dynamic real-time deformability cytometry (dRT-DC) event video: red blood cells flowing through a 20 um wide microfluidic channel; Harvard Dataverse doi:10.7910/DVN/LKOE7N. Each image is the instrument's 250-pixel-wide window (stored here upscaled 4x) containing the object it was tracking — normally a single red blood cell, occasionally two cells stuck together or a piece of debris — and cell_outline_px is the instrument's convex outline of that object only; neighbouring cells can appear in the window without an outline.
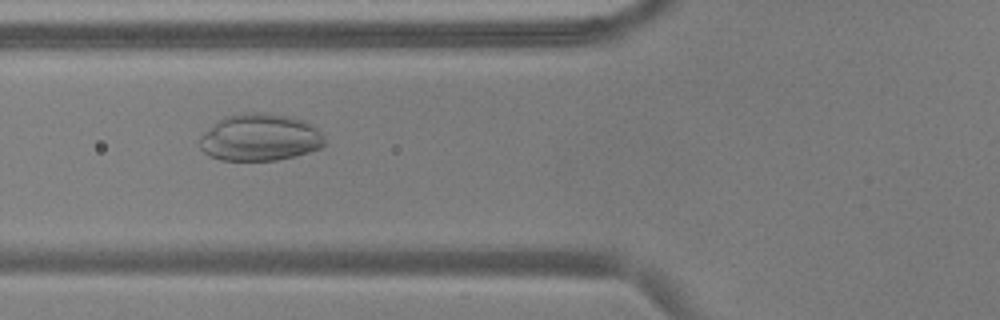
{"species": "common noctule bat (a hibernating species)", "species_latin": "Nyctalus noctula", "temperature_condition": "warm", "stored_images_in_passage": 52, "camera_frame_rate_fps": 3000, "um_per_image_px": 0.085, "animal": {"sex": "male", "body_mass_g": 17.9, "forearm_length_mm": 54.2}, "frame": {"image": 1, "passage_image": 19, "time_ms": 6.0, "image_size_px": [1000, 320], "cell_outline_px": [[324, 144], [320, 148], [308, 152], [276, 160], [220, 160], [204, 152], [200, 148], [200, 136], [204, 132], [224, 116], [252, 112], [268, 112], [288, 116], [304, 120], [312, 124], [324, 136]], "centroid_in_image_um": [22.1, 11.67], "position_along_channel_um": 103.7, "area_um2": 34.16}}
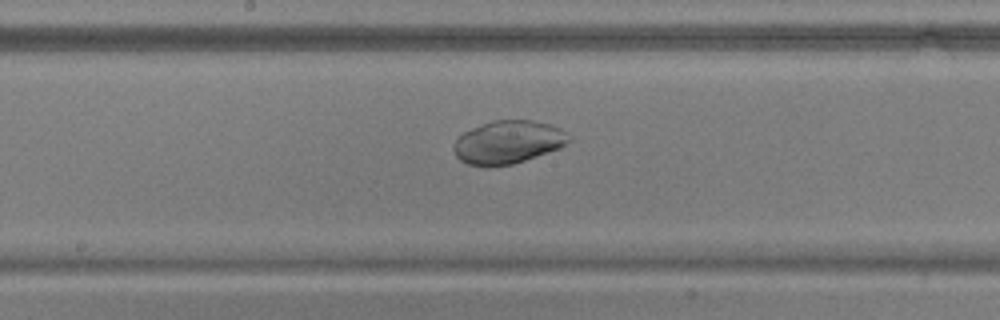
{"frame": {"image": 2, "passage_image": 27, "time_ms": 8.667, "image_size_px": [1000, 320], "cell_outline_px": [[572, 140], [560, 148], [512, 164], [488, 168], [468, 164], [460, 160], [456, 156], [452, 148], [452, 144], [464, 132], [472, 128], [492, 120], [532, 120], [548, 124], [560, 128], [572, 136]], "centroid_in_image_um": [43.18, 12.1], "position_along_channel_um": 205.0, "area_um2": 29.13}}
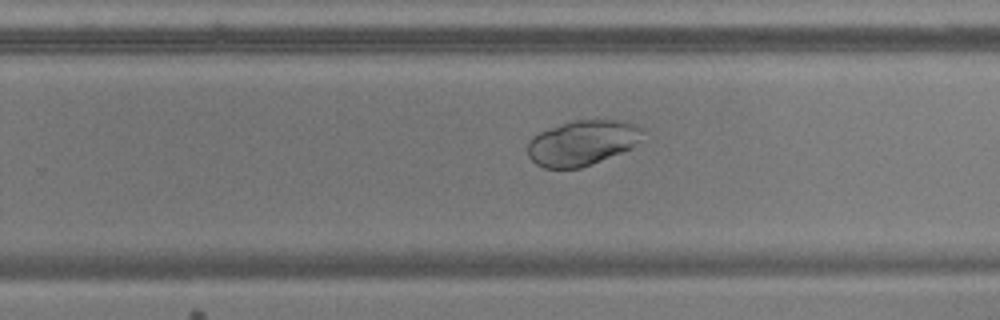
{"frame": {"image": 3, "passage_image": 33, "time_ms": 10.667, "image_size_px": [1000, 320], "cell_outline_px": [[644, 132], [632, 148], [592, 164], [580, 168], [544, 168], [536, 164], [528, 156], [528, 140], [532, 136], [548, 128], [572, 120], [620, 120], [644, 128]], "centroid_in_image_um": [49.47, 12.14], "position_along_channel_um": 280.3, "area_um2": 30.29}}